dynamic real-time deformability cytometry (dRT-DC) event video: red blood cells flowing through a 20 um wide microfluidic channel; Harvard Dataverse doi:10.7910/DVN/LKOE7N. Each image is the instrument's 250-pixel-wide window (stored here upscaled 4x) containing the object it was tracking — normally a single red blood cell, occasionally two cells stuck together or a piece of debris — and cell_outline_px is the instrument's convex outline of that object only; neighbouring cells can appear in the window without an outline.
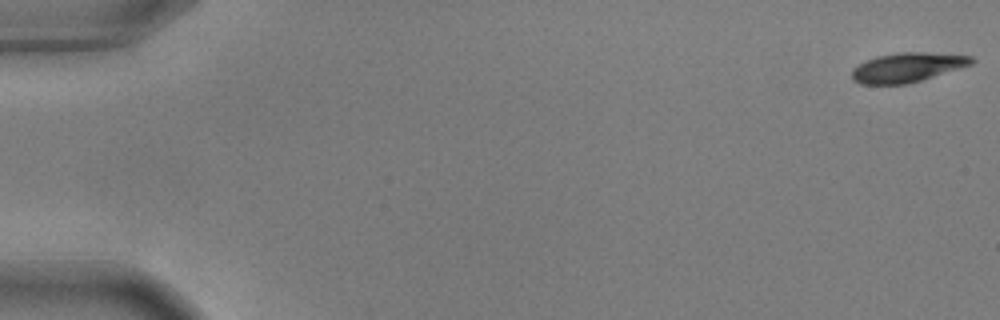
{"species": "common noctule bat (a hibernating species)", "species_latin": "Nyctalus noctula", "temperature_condition": "warm", "stored_images_in_passage": 56, "camera_frame_rate_fps": 3000, "um_per_image_px": 0.085, "animal": {"sex": "male", "body_mass_g": 17.9, "forearm_length_mm": 54.2}, "frame": {"image": 1, "passage_image": 1, "time_ms": 0.0, "image_size_px": [1000, 320], "cell_outline_px": [[976, 60], [972, 64], [908, 84], [860, 84], [852, 80], [852, 68], [876, 56], [900, 52], [924, 52], [972, 56]], "centroid_in_image_um": [77.11, 5.73], "position_along_channel_um": 7.9, "area_um2": 20.35}}
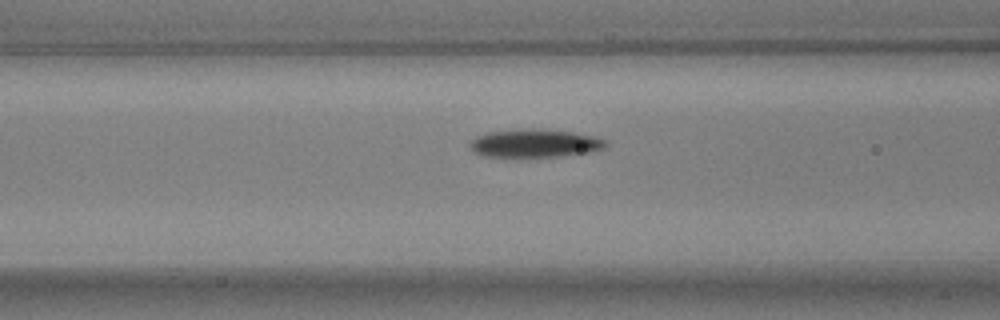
{"frame": {"image": 2, "passage_image": 23, "time_ms": 7.333, "image_size_px": [1000, 320], "cell_outline_px": [[608, 144], [604, 148], [588, 152], [556, 156], [484, 156], [472, 152], [468, 144], [476, 136], [488, 132], [516, 128], [528, 128], [572, 132], [592, 136], [608, 140]], "centroid_in_image_um": [45.41, 12.16], "position_along_channel_um": 121.2, "area_um2": 22.2}}
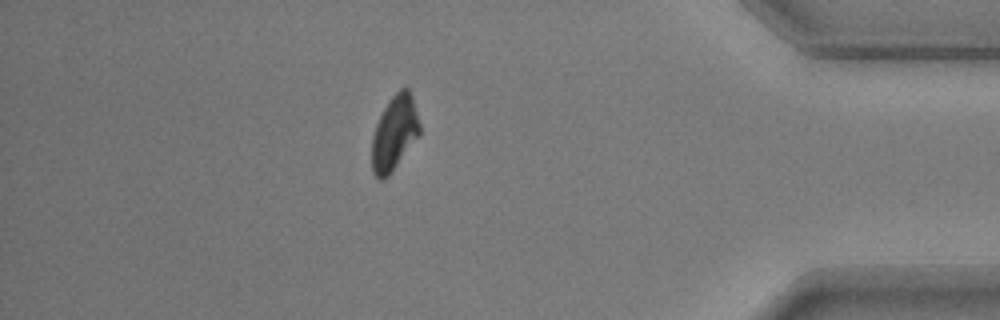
{"frame": {"image": 3, "passage_image": 49, "time_ms": 16.0, "image_size_px": [1000, 320], "cell_outline_px": [[420, 136], [392, 172], [384, 180], [380, 180], [372, 172], [372, 136], [376, 124], [388, 100], [400, 88], [408, 88], [412, 96], [420, 124]], "centroid_in_image_um": [33.53, 11.33], "position_along_channel_um": 401.7, "area_um2": 20.98}, "authors_computed_cell_mechanics": {"area_um2": 21.9062, "velocity_mm_per_s": 3.6399, "shape_relaxation_time_tau1_ms": 2.6965, "shape_relaxation_time_tau2_ms": null, "deformation_change_tau1": 0.1402, "deformation_change_tau2": null}}